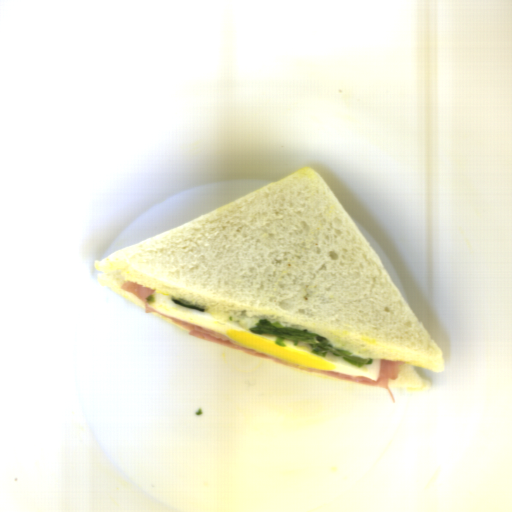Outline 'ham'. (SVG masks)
<instances>
[{"label":"ham","instance_id":"ham-1","mask_svg":"<svg viewBox=\"0 0 512 512\" xmlns=\"http://www.w3.org/2000/svg\"><path fill=\"white\" fill-rule=\"evenodd\" d=\"M120 289L131 293L137 299H139L144 304L145 314H159V315L171 320L172 322L179 325L183 329H185L186 332L188 334H190L191 336H194V337H197V338L209 341V342H213V343H216V344H219V345H222V346H225V347H228V348L240 351V352H244V353H247V354H250L253 356H257V357H260V358H263L266 360H270V361L280 363L283 365L302 369L305 371L313 372V373L327 376V377H330L333 379H338V380H343V381L383 388V389L387 390L392 402L395 404V398H394L392 391L389 387V382L395 381L397 379V377L402 369V366L404 364V360H382L381 359L380 360V362H381L380 372H379V376H378L377 380H373V379H369V378H365V377H361V376L338 374V373H332V372L321 371V370H316V369L292 366V365L286 364L284 362L272 359L270 357L261 355L259 353L253 352L245 347H242V346L234 343L233 341H231L230 339H228L221 333H218V332H215V331H212L209 329H205V328L187 323L185 321L170 317L168 315L162 314L156 310L149 309L147 306V303H148V299H149L150 295L155 292H158L154 289H151V288L146 287L136 281H131V280L124 281L121 284Z\"/></svg>","mask_w":512,"mask_h":512}]
</instances>
